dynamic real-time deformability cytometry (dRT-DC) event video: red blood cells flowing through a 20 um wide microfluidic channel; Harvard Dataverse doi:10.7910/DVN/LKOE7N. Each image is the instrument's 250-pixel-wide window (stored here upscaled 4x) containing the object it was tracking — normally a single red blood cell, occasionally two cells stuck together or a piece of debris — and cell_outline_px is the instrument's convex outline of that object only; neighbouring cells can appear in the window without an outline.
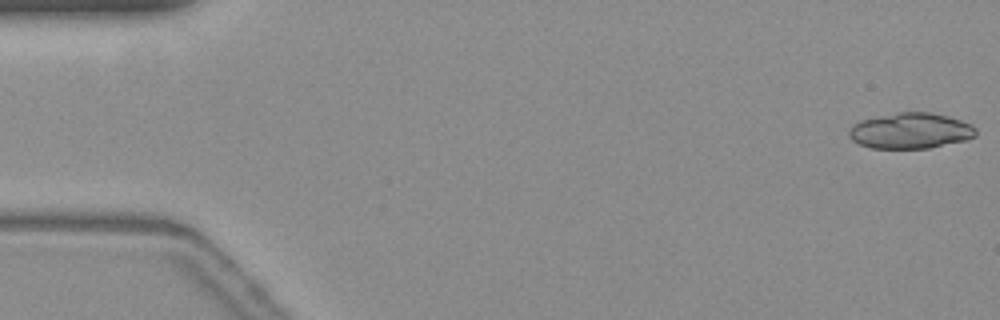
{"species": "common noctule bat (a hibernating species)", "species_latin": "Nyctalus noctula", "temperature_condition": "warm", "stored_images_in_passage": 12, "camera_frame_rate_fps": 3000, "um_per_image_px": 0.085, "animal": {"sex": "female", "body_mass_g": 19.3, "forearm_length_mm": 54.1}, "frame": {"image": 1, "passage_image": 1, "time_ms": 0.0, "image_size_px": [1000, 320], "cell_outline_px": [[976, 136], [964, 140], [928, 148], [872, 148], [860, 144], [852, 140], [848, 136], [848, 132], [852, 124], [860, 120], [900, 112], [928, 112], [948, 116], [960, 120], [976, 128]], "centroid_in_image_um": [77.36, 11.11], "position_along_channel_um": 7.6, "area_um2": 26.18}}